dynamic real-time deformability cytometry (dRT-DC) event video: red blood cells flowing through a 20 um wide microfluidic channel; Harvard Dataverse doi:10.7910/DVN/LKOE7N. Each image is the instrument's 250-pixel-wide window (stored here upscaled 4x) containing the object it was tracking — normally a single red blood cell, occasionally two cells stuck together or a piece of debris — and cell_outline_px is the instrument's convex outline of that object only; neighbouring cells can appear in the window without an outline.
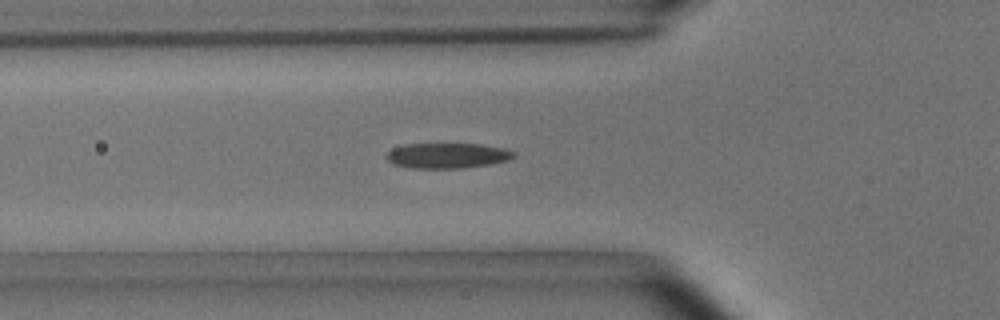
{"species": "common noctule bat (a hibernating species)", "species_latin": "Nyctalus noctula", "temperature_condition": "room temperature", "stored_images_in_passage": 41, "camera_frame_rate_fps": 3000, "um_per_image_px": 0.085, "animal": {"sex": "male", "body_mass_g": 15.6}, "frame": {"image": 1, "passage_image": 12, "time_ms": 3.667, "image_size_px": [1000, 320], "cell_outline_px": [[516, 156], [508, 160], [488, 164], [464, 168], [408, 168], [392, 164], [388, 160], [388, 152], [392, 148], [404, 144], [480, 144], [504, 148], [516, 152]], "centroid_in_image_um": [38.03, 13.23], "position_along_channel_um": 87.8, "area_um2": 18.79}}